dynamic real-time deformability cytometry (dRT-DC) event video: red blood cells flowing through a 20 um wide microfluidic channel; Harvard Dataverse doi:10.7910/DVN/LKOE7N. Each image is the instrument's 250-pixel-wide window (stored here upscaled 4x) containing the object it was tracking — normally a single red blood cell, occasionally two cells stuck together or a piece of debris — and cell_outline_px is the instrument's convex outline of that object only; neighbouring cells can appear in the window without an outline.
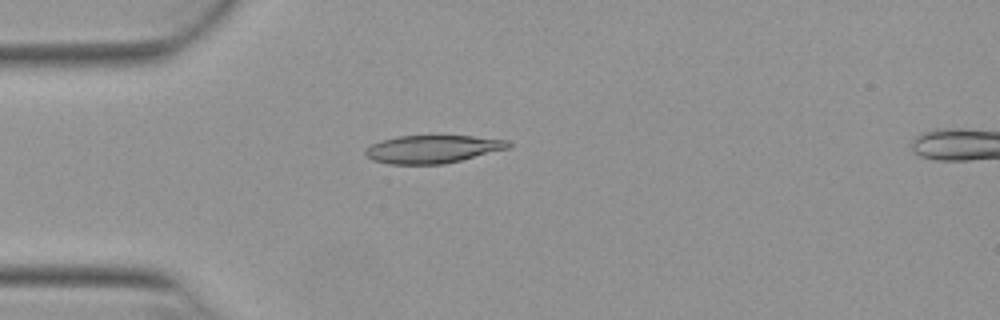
{"species": "Egyptian fruit bat (a non-hibernating species)", "species_latin": "Rousettus aegyptiacus", "temperature_condition": "warm", "stored_images_in_passage": 30, "camera_frame_rate_fps": 3000, "um_per_image_px": 0.085, "animal": {"sex": "female"}, "frame": {"image": 1, "passage_image": 9, "time_ms": 2.667, "image_size_px": [1000, 320], "cell_outline_px": [[512, 144], [508, 148], [444, 164], [388, 164], [372, 160], [364, 152], [372, 144], [380, 140], [400, 136], [472, 136], [508, 140]], "centroid_in_image_um": [36.76, 12.67], "position_along_channel_um": 48.2, "area_um2": 23.0}}
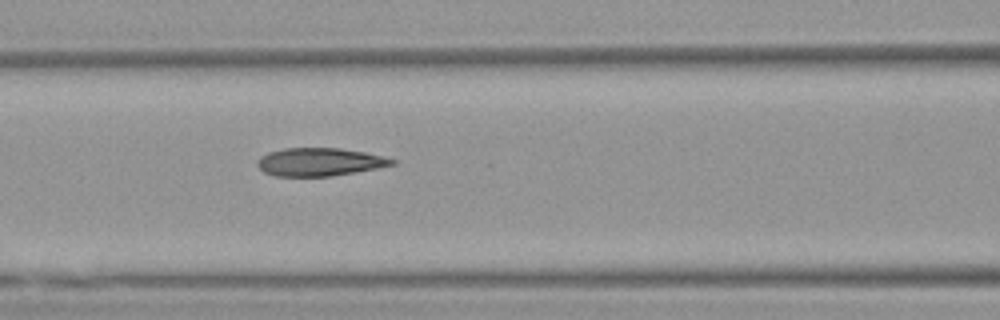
{"frame": {"image": 2, "passage_image": 17, "time_ms": 5.333, "image_size_px": [1000, 320], "cell_outline_px": [[396, 164], [356, 172], [328, 176], [276, 176], [264, 172], [256, 164], [256, 160], [260, 156], [268, 152], [284, 148], [340, 148], [364, 152], [396, 160]], "centroid_in_image_um": [27.12, 13.76], "position_along_channel_um": 139.5, "area_um2": 21.91}}
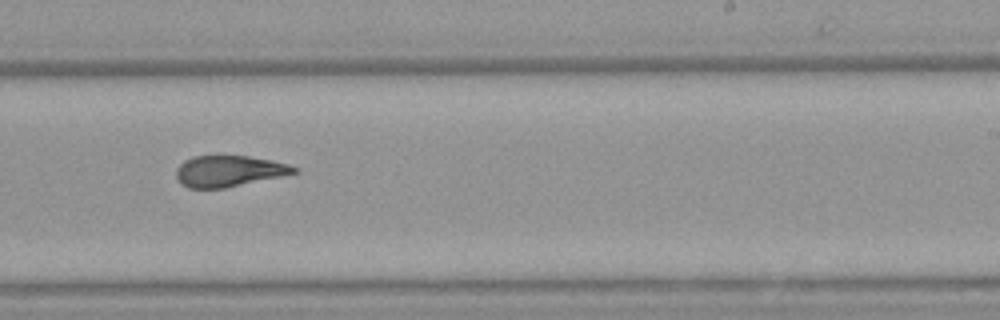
{"frame": {"image": 3, "passage_image": 27, "time_ms": 8.667, "image_size_px": [1000, 320], "cell_outline_px": [[300, 172], [224, 188], [188, 188], [180, 184], [176, 176], [176, 168], [184, 160], [192, 156], [248, 156], [272, 160], [288, 164], [300, 168]], "centroid_in_image_um": [19.46, 14.54], "position_along_channel_um": 269.5, "area_um2": 21.44}}